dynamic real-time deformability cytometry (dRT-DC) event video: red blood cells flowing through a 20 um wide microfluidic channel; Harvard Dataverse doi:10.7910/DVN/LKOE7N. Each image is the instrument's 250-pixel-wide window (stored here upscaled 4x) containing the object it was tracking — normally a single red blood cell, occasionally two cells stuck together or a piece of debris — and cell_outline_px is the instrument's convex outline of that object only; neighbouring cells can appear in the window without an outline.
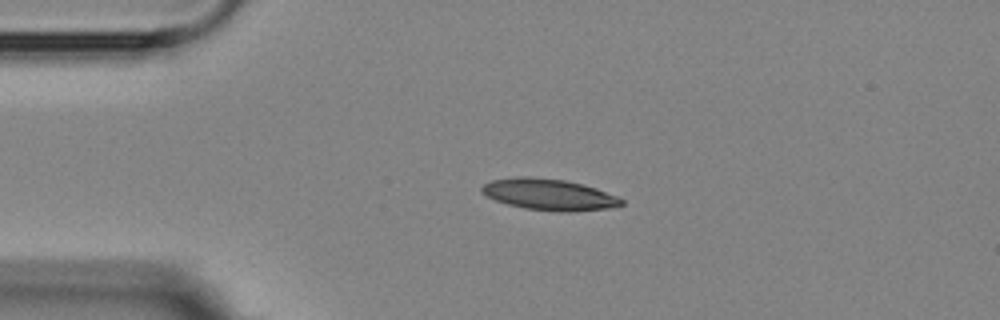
{"species": "Egyptian fruit bat (a non-hibernating species)", "species_latin": "Rousettus aegyptiacus", "temperature_condition": "room temperature", "stored_images_in_passage": 2, "camera_frame_rate_fps": 3000, "um_per_image_px": 0.085, "animal": {"sex": "female"}, "frame": {"image": 1, "passage_image": 1, "time_ms": 0.0, "image_size_px": [1000, 320], "cell_outline_px": [[624, 204], [612, 208], [572, 212], [560, 212], [524, 208], [508, 204], [496, 200], [480, 192], [480, 188], [484, 184], [492, 180], [520, 176], [532, 176], [564, 180], [596, 188], [616, 196], [624, 200]], "centroid_in_image_um": [46.68, 16.54], "position_along_channel_um": 38.3, "area_um2": 25.49}}